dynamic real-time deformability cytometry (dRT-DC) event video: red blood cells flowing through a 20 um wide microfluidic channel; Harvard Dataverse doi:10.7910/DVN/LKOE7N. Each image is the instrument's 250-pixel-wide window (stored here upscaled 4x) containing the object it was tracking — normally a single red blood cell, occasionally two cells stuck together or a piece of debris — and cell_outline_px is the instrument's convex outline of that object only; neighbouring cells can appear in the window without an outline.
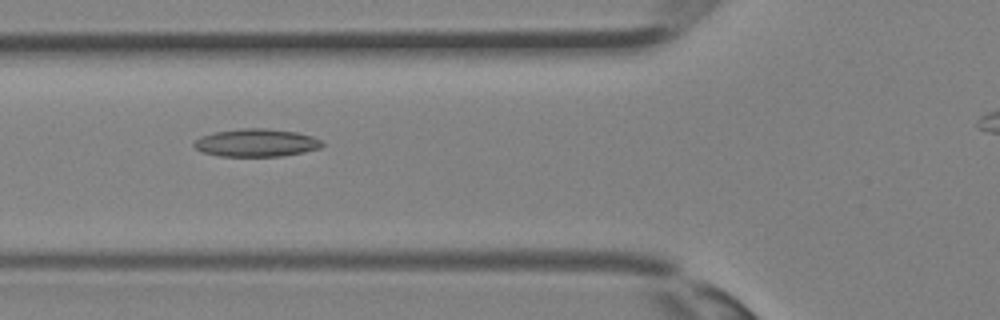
{"species": "Egyptian fruit bat (a non-hibernating species)", "species_latin": "Rousettus aegyptiacus", "temperature_condition": "room temperature", "stored_images_in_passage": 32, "camera_frame_rate_fps": 3000, "um_per_image_px": 0.085, "animal": {"sex": "female"}, "frame": {"image": 1, "passage_image": 13, "time_ms": 4.0, "image_size_px": [1000, 320], "cell_outline_px": [[324, 144], [320, 148], [304, 152], [284, 156], [220, 156], [200, 152], [192, 144], [200, 136], [216, 132], [240, 128], [264, 128], [296, 132], [312, 136], [320, 140]], "centroid_in_image_um": [21.77, 12.14], "position_along_channel_um": 104.0, "area_um2": 20.81}}
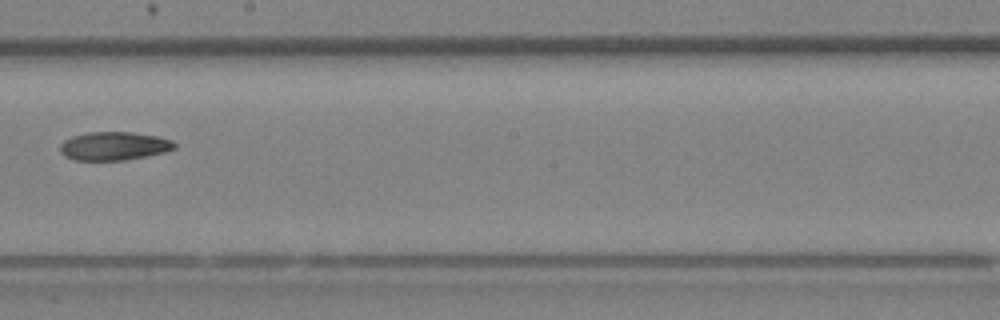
{"frame": {"image": 2, "passage_image": 20, "time_ms": 6.333, "image_size_px": [1000, 320], "cell_outline_px": [[176, 148], [164, 152], [124, 160], [72, 160], [64, 156], [60, 152], [60, 144], [64, 140], [72, 136], [88, 132], [132, 132], [156, 136], [172, 140], [176, 144]], "centroid_in_image_um": [9.66, 12.41], "position_along_channel_um": 238.5, "area_um2": 18.96}}
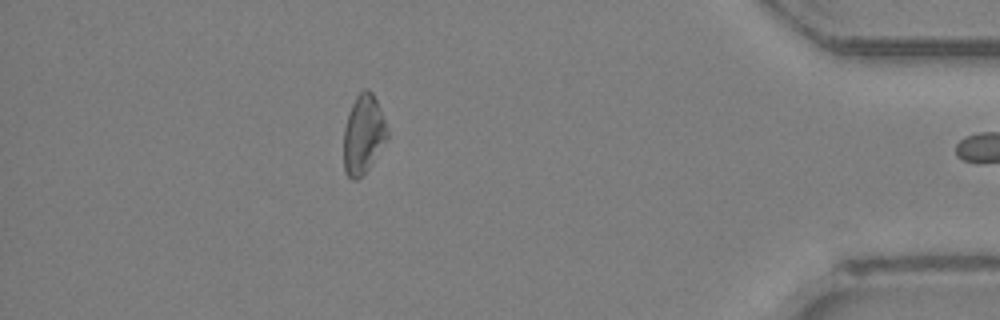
{"frame": {"image": 3, "passage_image": 31, "time_ms": 10.0, "image_size_px": [1000, 320], "cell_outline_px": [[388, 136], [372, 164], [356, 180], [352, 180], [344, 172], [344, 128], [352, 104], [356, 96], [364, 88], [368, 88], [372, 92], [380, 108], [388, 128]], "centroid_in_image_um": [30.88, 11.41], "position_along_channel_um": 404.3, "area_um2": 19.94}}